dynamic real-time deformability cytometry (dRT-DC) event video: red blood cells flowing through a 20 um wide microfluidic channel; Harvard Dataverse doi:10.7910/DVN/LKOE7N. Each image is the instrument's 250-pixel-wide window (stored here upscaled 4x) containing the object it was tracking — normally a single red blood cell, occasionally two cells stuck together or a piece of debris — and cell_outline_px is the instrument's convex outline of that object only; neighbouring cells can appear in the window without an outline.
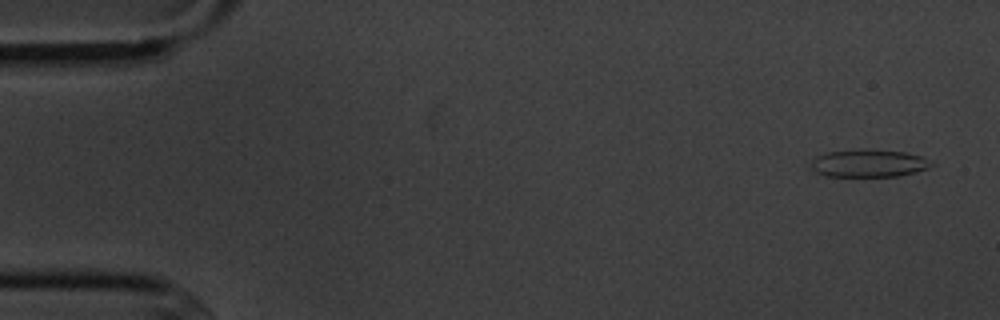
{"species": "common noctule bat (a hibernating species)", "species_latin": "Nyctalus noctula", "temperature_condition": "cold", "stored_images_in_passage": 4, "camera_frame_rate_fps": 3000, "um_per_image_px": 0.085, "animal": {"sex": "male", "body_mass_g": 20.1, "forearm_length_mm": 53.5}, "frame": {"image": 1, "passage_image": 1, "time_ms": 0.0, "image_size_px": [1000, 320], "cell_outline_px": [[936, 164], [928, 168], [916, 172], [900, 176], [824, 176], [816, 172], [812, 168], [812, 160], [816, 156], [824, 152], [860, 148], [864, 148], [904, 152], [920, 156]], "centroid_in_image_um": [73.83, 13.86], "position_along_channel_um": 11.2, "area_um2": 19.65}}
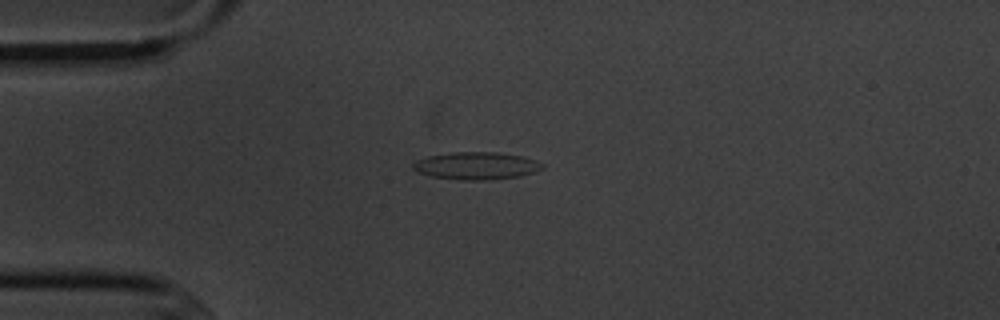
{"frame": {"image": 2, "passage_image": 4, "time_ms": 3.667, "image_size_px": [1000, 320], "cell_outline_px": [[544, 168], [536, 172], [520, 176], [488, 180], [464, 180], [428, 176], [416, 172], [412, 168], [412, 164], [416, 160], [428, 156], [452, 152], [500, 152], [524, 156], [536, 160], [544, 164]], "centroid_in_image_um": [40.5, 14.09], "position_along_channel_um": 44.5, "area_um2": 21.04}}